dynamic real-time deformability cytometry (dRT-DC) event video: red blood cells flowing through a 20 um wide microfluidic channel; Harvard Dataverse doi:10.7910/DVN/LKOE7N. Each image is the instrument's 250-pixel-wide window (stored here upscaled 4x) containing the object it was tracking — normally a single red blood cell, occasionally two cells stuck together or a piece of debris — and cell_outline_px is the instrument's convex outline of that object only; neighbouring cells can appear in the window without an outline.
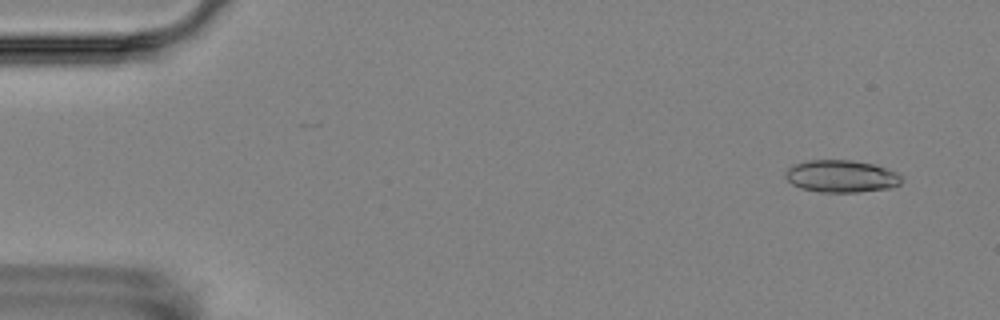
{"species": "Egyptian fruit bat (a non-hibernating species)", "species_latin": "Rousettus aegyptiacus", "temperature_condition": "room temperature", "stored_images_in_passage": 9, "camera_frame_rate_fps": 3000, "um_per_image_px": 0.085, "animal": {"sex": "female"}, "frame": {"image": 1, "passage_image": 2, "time_ms": 1.0, "image_size_px": [1000, 320], "cell_outline_px": [[900, 184], [892, 188], [856, 192], [820, 192], [800, 188], [792, 184], [784, 176], [784, 172], [788, 168], [796, 164], [808, 160], [852, 160], [872, 164], [896, 172], [900, 176]], "centroid_in_image_um": [71.48, 14.99], "position_along_channel_um": 13.5, "area_um2": 21.73}}
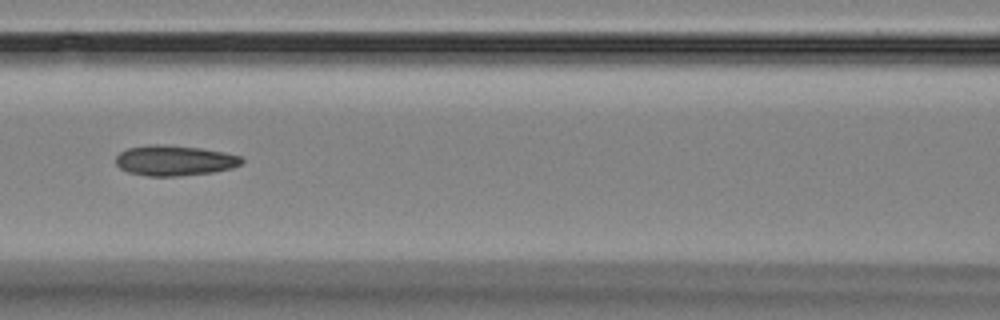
{"frame": {"image": 2, "passage_image": 8, "time_ms": 8.0, "image_size_px": [1000, 320], "cell_outline_px": [[244, 160], [240, 164], [232, 168], [212, 172], [180, 176], [148, 176], [128, 172], [120, 168], [116, 164], [116, 156], [120, 152], [128, 148], [148, 144], [164, 144], [200, 148], [224, 152], [240, 156]], "centroid_in_image_um": [14.81, 13.64], "position_along_channel_um": 151.8, "area_um2": 22.31}}
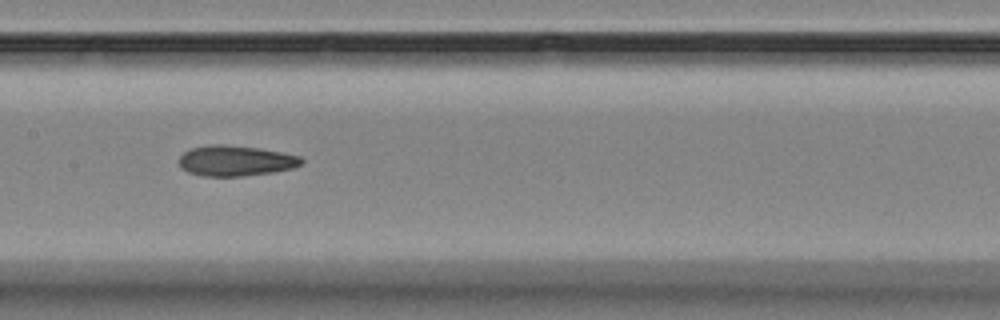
{"frame": {"image": 3, "passage_image": 9, "time_ms": 9.0, "image_size_px": [1000, 320], "cell_outline_px": [[304, 160], [300, 164], [292, 168], [272, 172], [240, 176], [200, 176], [188, 172], [180, 168], [180, 156], [184, 152], [192, 148], [212, 144], [220, 144], [260, 148], [300, 156]], "centroid_in_image_um": [20.0, 13.66], "position_along_channel_um": 187.4, "area_um2": 21.62}}